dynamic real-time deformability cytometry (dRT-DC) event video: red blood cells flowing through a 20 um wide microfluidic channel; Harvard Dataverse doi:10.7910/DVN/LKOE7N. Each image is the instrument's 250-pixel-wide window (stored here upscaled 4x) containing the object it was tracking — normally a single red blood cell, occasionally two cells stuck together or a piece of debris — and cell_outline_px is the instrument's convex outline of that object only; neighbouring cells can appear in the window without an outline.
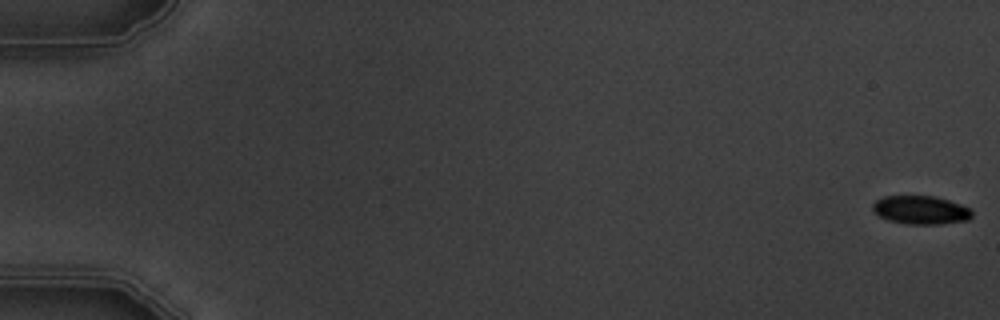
{"species": "common noctule bat (a hibernating species)", "species_latin": "Nyctalus noctula", "temperature_condition": "warm", "stored_images_in_passage": 7, "camera_frame_rate_fps": 3000, "um_per_image_px": 0.085, "animal": {"sex": "male", "body_mass_g": 19.5, "forearm_length_mm": 54.6}, "frame": {"image": 1, "passage_image": 1, "time_ms": 0.0, "image_size_px": [1000, 320], "cell_outline_px": [[972, 216], [968, 220], [940, 224], [904, 224], [888, 220], [880, 216], [872, 208], [872, 204], [876, 200], [884, 196], [936, 196], [972, 208]], "centroid_in_image_um": [78.28, 17.85], "position_along_channel_um": 6.7, "area_um2": 16.53}}
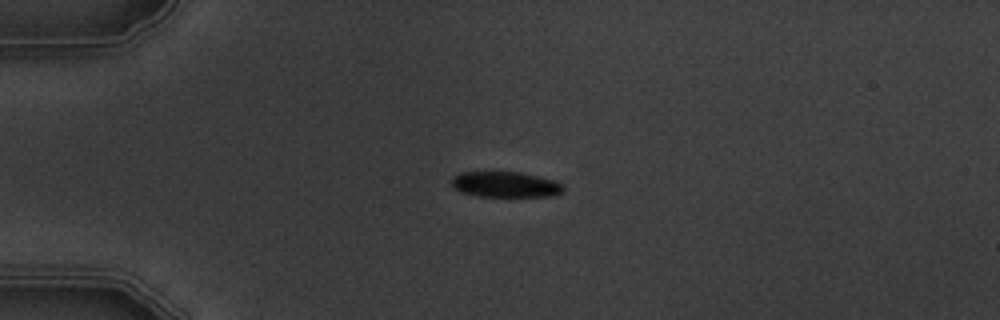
{"frame": {"image": 2, "passage_image": 5, "time_ms": 4.667, "image_size_px": [1000, 320], "cell_outline_px": [[564, 192], [552, 196], [476, 196], [460, 192], [452, 188], [452, 176], [460, 172], [520, 172], [556, 180], [564, 184]], "centroid_in_image_um": [42.97, 15.68], "position_along_channel_um": 42.0, "area_um2": 16.94}}
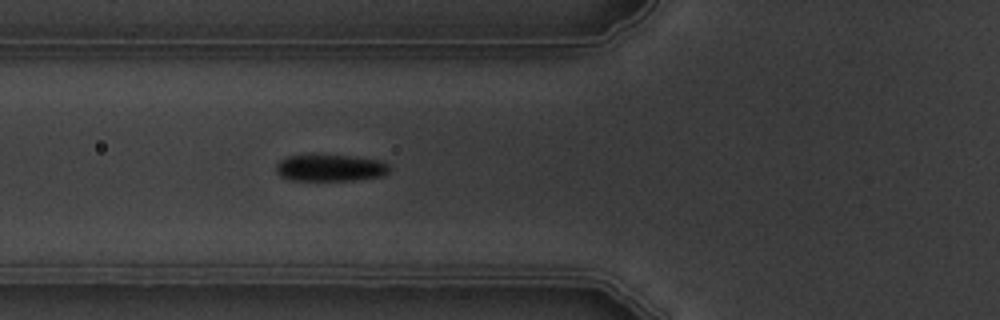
{"frame": {"image": 3, "passage_image": 7, "time_ms": 7.0, "image_size_px": [1000, 320], "cell_outline_px": [[388, 172], [380, 176], [352, 180], [292, 180], [280, 176], [276, 172], [276, 164], [280, 160], [288, 156], [312, 152], [352, 156], [380, 160], [388, 164]], "centroid_in_image_um": [27.99, 14.22], "position_along_channel_um": 97.8, "area_um2": 18.21}}